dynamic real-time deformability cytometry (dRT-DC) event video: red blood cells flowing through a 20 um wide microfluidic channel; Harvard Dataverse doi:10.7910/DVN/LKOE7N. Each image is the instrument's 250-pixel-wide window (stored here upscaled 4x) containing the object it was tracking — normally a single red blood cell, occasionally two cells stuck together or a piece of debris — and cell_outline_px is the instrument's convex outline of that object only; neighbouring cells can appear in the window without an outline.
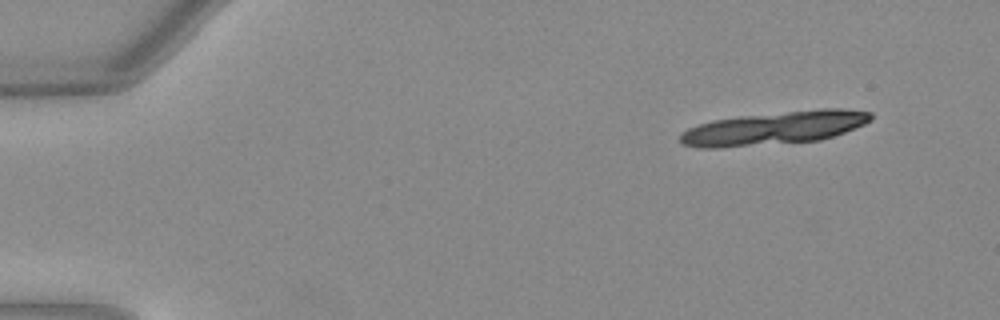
{"species": "Egyptian fruit bat (a non-hibernating species)", "species_latin": "Rousettus aegyptiacus", "temperature_condition": "warm", "stored_images_in_passage": 19, "camera_frame_rate_fps": 3000, "um_per_image_px": 0.085, "animal": {"sex": "female"}, "frame": {"image": 1, "passage_image": 1, "time_ms": 0.0, "image_size_px": [1000, 320], "cell_outline_px": [[872, 120], [864, 124], [844, 132], [820, 140], [720, 148], [700, 148], [684, 144], [680, 140], [680, 132], [688, 128], [712, 120], [740, 116], [820, 108], [840, 108], [872, 112]], "centroid_in_image_um": [65.81, 10.88], "position_along_channel_um": 19.2, "area_um2": 36.88}}